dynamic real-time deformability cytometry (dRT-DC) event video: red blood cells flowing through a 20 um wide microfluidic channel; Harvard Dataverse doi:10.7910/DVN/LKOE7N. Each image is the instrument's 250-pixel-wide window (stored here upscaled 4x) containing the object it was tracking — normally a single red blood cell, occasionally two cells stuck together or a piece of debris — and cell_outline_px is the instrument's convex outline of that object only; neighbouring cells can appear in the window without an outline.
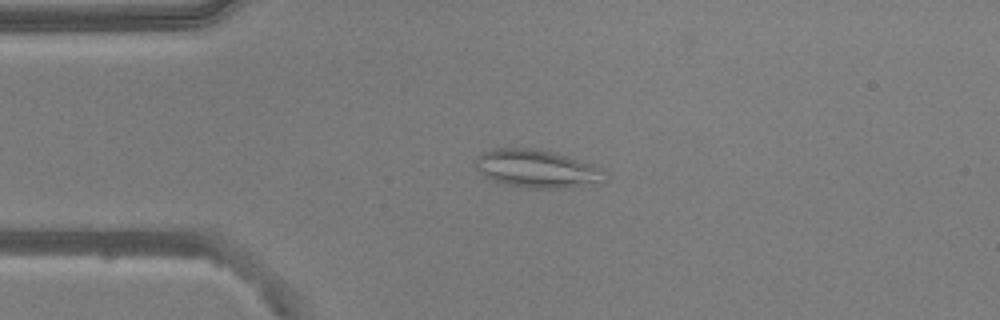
{"species": "common noctule bat (a hibernating species)", "species_latin": "Nyctalus noctula", "temperature_condition": "warm", "stored_images_in_passage": 16, "camera_frame_rate_fps": 3000, "um_per_image_px": 0.085, "animal": {"sex": "male", "body_mass_g": 20.5, "forearm_length_mm": 52.5}, "frame": {"image": 1, "passage_image": 11, "time_ms": 3.333, "image_size_px": [1000, 320], "cell_outline_px": [[608, 180], [600, 184], [572, 188], [528, 188], [508, 184], [492, 180], [484, 176], [476, 168], [476, 160], [484, 152], [492, 148], [532, 148], [552, 152], [568, 156], [592, 164], [608, 172]], "centroid_in_image_um": [45.75, 14.36], "position_along_channel_um": 39.3, "area_um2": 28.96}}